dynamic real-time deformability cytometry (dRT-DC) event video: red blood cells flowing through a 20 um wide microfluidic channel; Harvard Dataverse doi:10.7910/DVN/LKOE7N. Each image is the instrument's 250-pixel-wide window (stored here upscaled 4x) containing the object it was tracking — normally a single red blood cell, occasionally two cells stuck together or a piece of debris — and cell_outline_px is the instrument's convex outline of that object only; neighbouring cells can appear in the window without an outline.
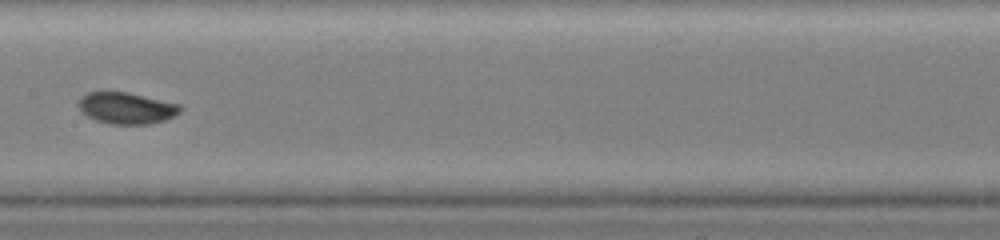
{"species": "common noctule bat (a hibernating species)", "species_latin": "Nyctalus noctula", "temperature_condition": "warm", "stored_images_in_passage": 21, "camera_frame_rate_fps": 3000, "um_per_image_px": 0.085, "animal": {"sex": "female", "body_mass_g": 19.0, "forearm_length_mm": 51.5}, "frame": {"image": 1, "passage_image": 15, "time_ms": 5.333, "image_size_px": [1000, 240], "cell_outline_px": [[180, 112], [164, 120], [148, 124], [108, 124], [96, 120], [88, 116], [76, 104], [80, 96], [88, 92], [128, 92], [180, 104]], "centroid_in_image_um": [10.72, 9.18], "position_along_channel_um": 196.7, "area_um2": 18.55}}
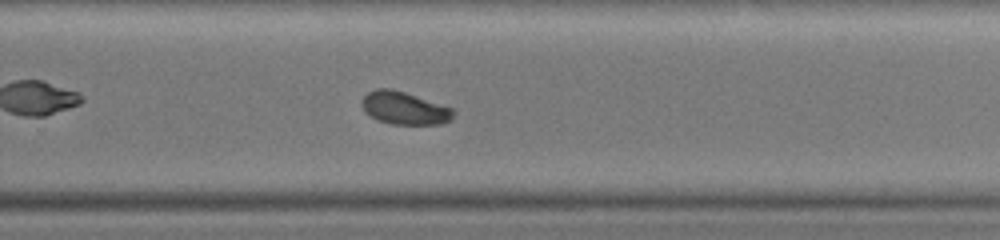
{"frame": {"image": 2, "passage_image": 21, "time_ms": 7.333, "image_size_px": [1000, 240], "cell_outline_px": [[456, 112], [452, 120], [440, 124], [392, 124], [376, 120], [364, 112], [360, 104], [364, 96], [368, 92], [376, 88], [392, 88], [452, 108]], "centroid_in_image_um": [34.35, 9.19], "position_along_channel_um": 295.5, "area_um2": 17.57}}